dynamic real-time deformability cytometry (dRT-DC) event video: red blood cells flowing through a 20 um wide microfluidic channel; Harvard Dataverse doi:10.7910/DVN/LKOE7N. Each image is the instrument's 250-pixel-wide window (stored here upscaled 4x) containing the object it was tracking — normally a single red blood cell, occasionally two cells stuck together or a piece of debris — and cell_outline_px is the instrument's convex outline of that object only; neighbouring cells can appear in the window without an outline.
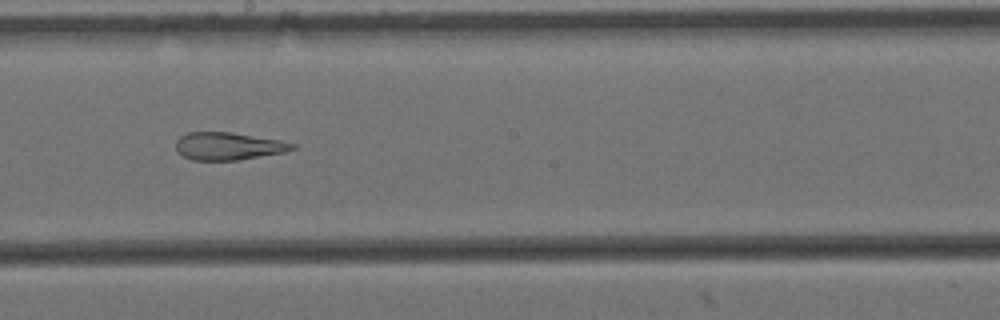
{"species": "Egyptian fruit bat (a non-hibernating species)", "species_latin": "Rousettus aegyptiacus", "temperature_condition": "cold", "stored_images_in_passage": 10, "camera_frame_rate_fps": 3000, "um_per_image_px": 0.085, "animal": {"sex": "female"}, "frame": {"image": 1, "passage_image": 9, "time_ms": 2.667, "image_size_px": [1000, 320], "cell_outline_px": [[296, 148], [284, 152], [240, 160], [192, 160], [176, 152], [176, 140], [180, 136], [188, 132], [232, 132], [280, 140], [296, 144]], "centroid_in_image_um": [19.39, 12.42], "position_along_channel_um": 228.8, "area_um2": 18.84}}